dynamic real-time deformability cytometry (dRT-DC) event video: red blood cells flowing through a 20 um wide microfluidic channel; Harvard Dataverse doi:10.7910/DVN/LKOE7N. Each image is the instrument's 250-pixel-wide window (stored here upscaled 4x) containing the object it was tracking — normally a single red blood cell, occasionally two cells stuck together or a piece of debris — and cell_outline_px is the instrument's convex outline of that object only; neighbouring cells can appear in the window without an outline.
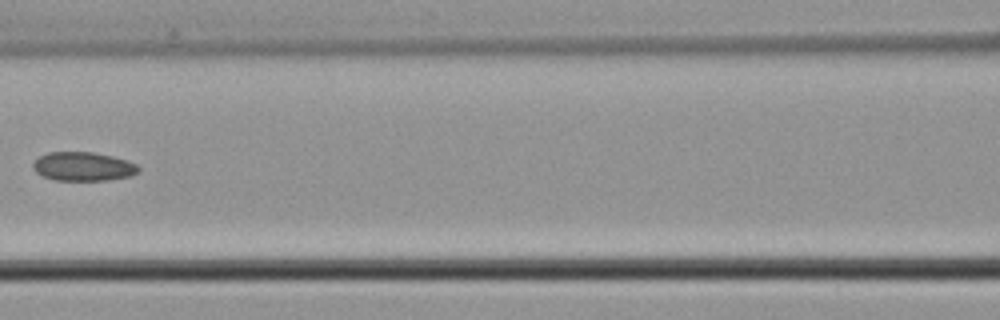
{"species": "common noctule bat (a hibernating species)", "species_latin": "Nyctalus noctula", "temperature_condition": "cold", "stored_images_in_passage": 6, "camera_frame_rate_fps": 3000, "um_per_image_px": 0.085, "animal": {"sex": "male", "body_mass_g": 21.5, "forearm_length_mm": 52.0}, "frame": {"image": 1, "passage_image": 6, "time_ms": 1.667, "image_size_px": [1000, 320], "cell_outline_px": [[140, 168], [132, 176], [108, 180], [56, 180], [44, 176], [36, 172], [32, 168], [32, 164], [40, 156], [48, 152], [92, 152], [112, 156], [136, 164]], "centroid_in_image_um": [7.06, 14.15], "position_along_channel_um": 159.5, "area_um2": 17.57}}